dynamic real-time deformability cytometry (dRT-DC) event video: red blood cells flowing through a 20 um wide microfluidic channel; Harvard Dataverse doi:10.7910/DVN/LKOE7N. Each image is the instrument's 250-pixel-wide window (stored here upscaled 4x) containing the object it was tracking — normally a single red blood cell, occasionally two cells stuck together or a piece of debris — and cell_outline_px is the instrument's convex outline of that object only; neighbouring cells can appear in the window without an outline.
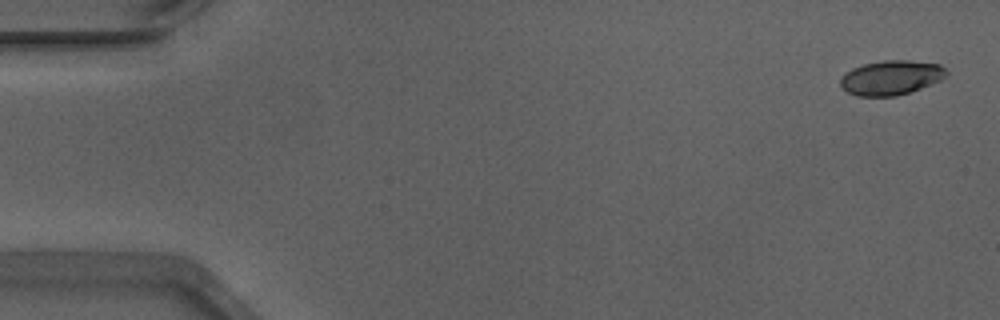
{"species": "Egyptian fruit bat (a non-hibernating species)", "species_latin": "Rousettus aegyptiacus", "temperature_condition": "warm", "stored_images_in_passage": 52, "camera_frame_rate_fps": 3000, "um_per_image_px": 0.085, "animal": {"sex": "male"}, "frame": {"image": 1, "passage_image": 1, "time_ms": 0.0, "image_size_px": [1000, 320], "cell_outline_px": [[940, 68], [924, 84], [908, 92], [888, 96], [864, 96], [852, 92], [844, 88], [844, 76], [848, 72], [856, 68], [868, 64], [936, 64]], "centroid_in_image_um": [75.48, 6.68], "position_along_channel_um": 9.5, "area_um2": 17.28}}
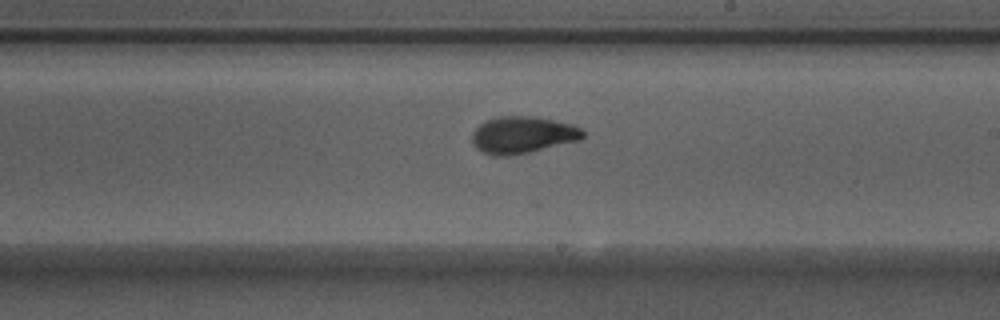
{"frame": {"image": 2, "passage_image": 30, "time_ms": 9.667, "image_size_px": [1000, 320], "cell_outline_px": [[584, 132], [580, 136], [520, 152], [492, 152], [480, 148], [476, 144], [476, 132], [484, 124], [496, 120], [540, 120], [560, 124], [576, 128]], "centroid_in_image_um": [44.38, 11.48], "position_along_channel_um": 244.6, "area_um2": 18.44}}
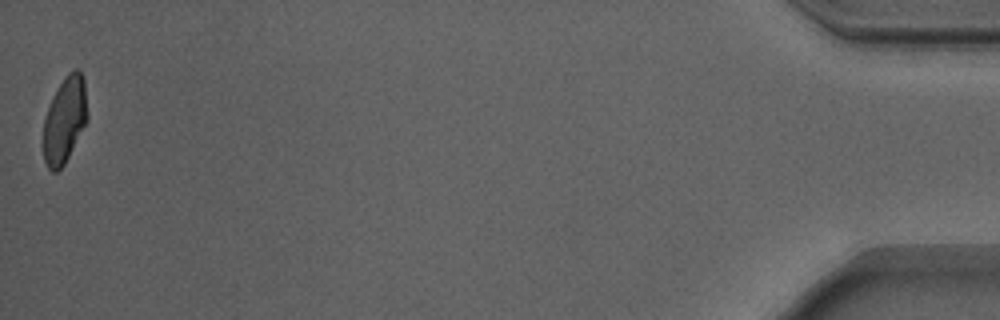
{"frame": {"image": 3, "passage_image": 52, "time_ms": 17.0, "image_size_px": [1000, 320], "cell_outline_px": [[84, 124], [60, 168], [52, 168], [48, 164], [44, 156], [44, 124], [52, 100], [56, 92], [64, 80], [72, 72], [80, 72], [84, 88]], "centroid_in_image_um": [5.45, 10.21], "position_along_channel_um": 429.7, "area_um2": 19.36}, "authors_computed_cell_mechanics": {"area_um2": 19.1896, "velocity_mm_per_s": 3.8986, "shape_relaxation_time_tau1_ms": null, "shape_relaxation_time_tau2_ms": 2.2006, "deformation_change_tau1": null, "deformation_change_tau2": 0.0868}}